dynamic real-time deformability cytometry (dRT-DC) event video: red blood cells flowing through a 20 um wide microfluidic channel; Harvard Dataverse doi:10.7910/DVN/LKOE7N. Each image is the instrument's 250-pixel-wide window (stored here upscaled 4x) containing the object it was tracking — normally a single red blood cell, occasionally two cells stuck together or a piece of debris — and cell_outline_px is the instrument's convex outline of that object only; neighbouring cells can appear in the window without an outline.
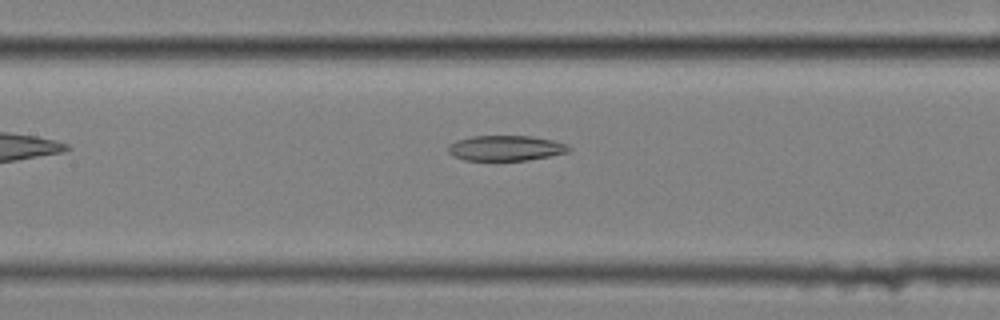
{"species": "common noctule bat (a hibernating species)", "species_latin": "Nyctalus noctula", "temperature_condition": "cold", "stored_images_in_passage": 8, "camera_frame_rate_fps": 3000, "um_per_image_px": 0.085, "animal": {"sex": "female", "body_mass_g": 25.1}, "frame": {"image": 1, "passage_image": 6, "time_ms": 1.667, "image_size_px": [1000, 320], "cell_outline_px": [[572, 148], [568, 152], [528, 160], [464, 160], [452, 156], [448, 152], [448, 144], [456, 140], [472, 136], [532, 136], [552, 140], [568, 144]], "centroid_in_image_um": [42.97, 12.58], "position_along_channel_um": 164.4, "area_um2": 17.86}}